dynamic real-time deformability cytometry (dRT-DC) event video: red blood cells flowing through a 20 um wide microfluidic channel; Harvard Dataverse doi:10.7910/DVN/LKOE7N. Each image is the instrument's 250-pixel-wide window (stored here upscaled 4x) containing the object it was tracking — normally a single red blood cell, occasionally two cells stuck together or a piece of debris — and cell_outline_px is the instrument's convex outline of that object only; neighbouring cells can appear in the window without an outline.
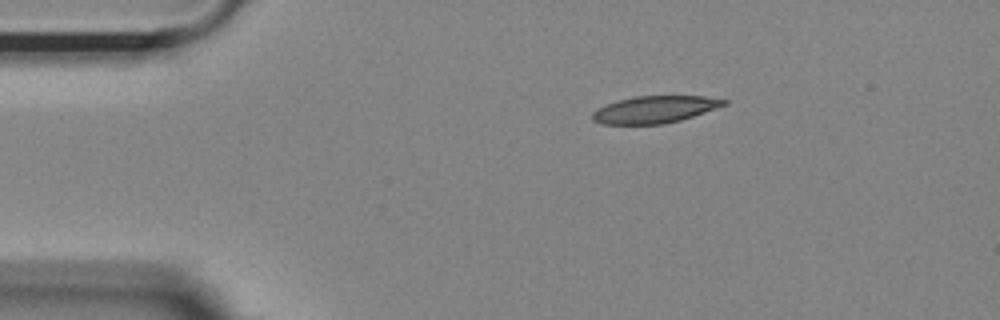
{"species": "Egyptian fruit bat (a non-hibernating species)", "species_latin": "Rousettus aegyptiacus", "temperature_condition": "room temperature", "stored_images_in_passage": 45, "camera_frame_rate_fps": 3000, "um_per_image_px": 0.085, "animal": {"sex": "female"}, "frame": {"image": 1, "passage_image": 1, "time_ms": 0.0, "image_size_px": [1000, 320], "cell_outline_px": [[728, 104], [680, 120], [664, 124], [600, 124], [592, 120], [592, 112], [596, 108], [620, 100], [636, 96], [704, 96], [728, 100]], "centroid_in_image_um": [55.64, 9.31], "position_along_channel_um": 29.4, "area_um2": 20.63}}
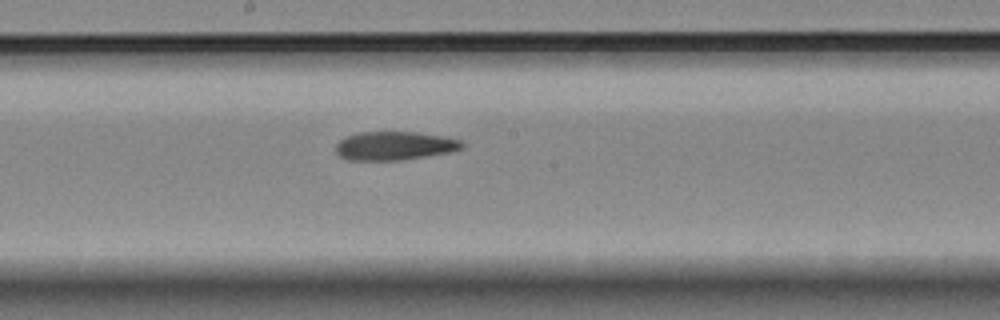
{"frame": {"image": 2, "passage_image": 20, "time_ms": 6.333, "image_size_px": [1000, 320], "cell_outline_px": [[464, 148], [448, 152], [400, 160], [348, 160], [340, 156], [336, 152], [336, 144], [340, 140], [348, 136], [360, 132], [416, 132], [444, 136], [460, 140], [464, 144]], "centroid_in_image_um": [33.53, 12.39], "position_along_channel_um": 214.7, "area_um2": 20.87}}
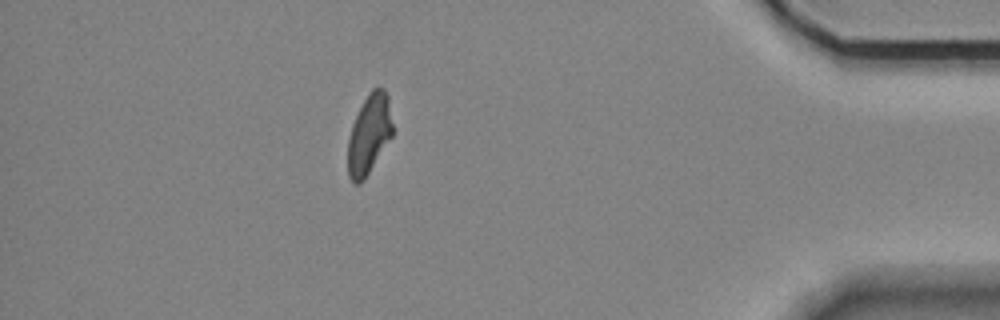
{"frame": {"image": 3, "passage_image": 39, "time_ms": 12.667, "image_size_px": [1000, 320], "cell_outline_px": [[392, 136], [364, 180], [360, 184], [352, 184], [348, 176], [348, 136], [352, 124], [368, 92], [372, 88], [384, 88], [388, 96], [392, 124]], "centroid_in_image_um": [31.36, 11.44], "position_along_channel_um": 403.8, "area_um2": 20.75}, "authors_computed_cell_mechanics": {"area_um2": 21.386, "velocity_mm_per_s": 3.6902, "shape_relaxation_time_tau1_ms": null, "shape_relaxation_time_tau2_ms": 3.6823, "deformation_change_tau1": null, "deformation_change_tau2": 0.1311}}